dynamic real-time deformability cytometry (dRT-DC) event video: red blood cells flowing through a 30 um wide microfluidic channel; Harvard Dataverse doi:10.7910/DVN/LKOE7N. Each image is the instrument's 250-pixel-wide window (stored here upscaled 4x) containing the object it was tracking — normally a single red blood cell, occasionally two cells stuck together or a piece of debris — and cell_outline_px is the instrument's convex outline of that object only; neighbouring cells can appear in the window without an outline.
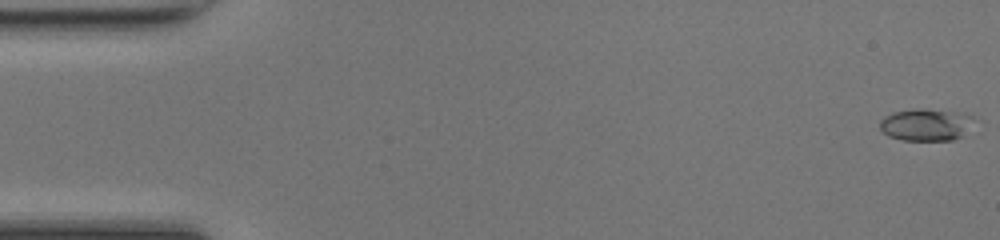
{"species": "common noctule bat (a hibernating species)", "species_latin": "Nyctalus noctula", "temperature_condition": "room temperature", "stored_images_in_passage": 49, "camera_frame_rate_fps": 3000, "um_per_image_px": 0.085, "animal": {"sex": "female", "body_mass_g": 17.0, "forearm_length_mm": 48.0}, "frame": {"image": 1, "passage_image": 1, "time_ms": 0.0, "image_size_px": [1000, 240], "cell_outline_px": [[984, 120], [980, 132], [952, 140], [900, 140], [888, 136], [880, 128], [880, 120], [884, 116], [892, 112], [912, 108], [920, 108], [972, 112]], "centroid_in_image_um": [79.08, 10.58], "position_along_channel_um": 5.9, "area_um2": 19.83}}
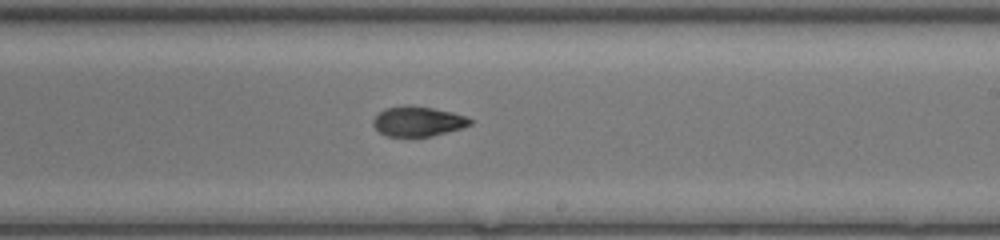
{"frame": {"image": 2, "passage_image": 29, "time_ms": 9.333, "image_size_px": [1000, 240], "cell_outline_px": [[472, 124], [460, 128], [432, 136], [388, 136], [380, 132], [372, 124], [372, 120], [384, 108], [404, 104], [408, 104], [432, 108], [452, 112], [464, 116], [472, 120]], "centroid_in_image_um": [35.49, 10.3], "position_along_channel_um": 253.5, "area_um2": 16.82}}
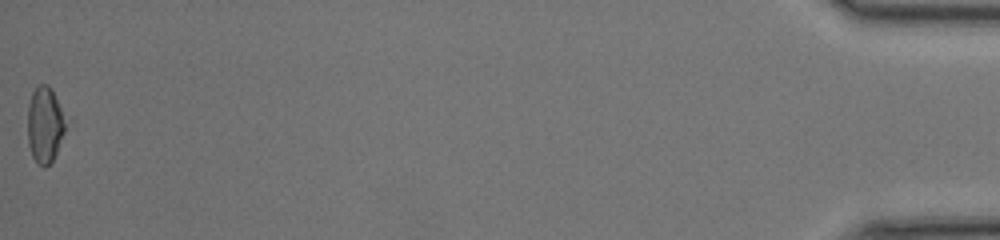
{"frame": {"image": 3, "passage_image": 49, "time_ms": 16.0, "image_size_px": [1000, 240], "cell_outline_px": [[72, 120], [52, 160], [44, 168], [36, 164], [32, 156], [28, 144], [28, 104], [32, 92], [40, 84], [48, 84], [52, 88]], "centroid_in_image_um": [3.9, 10.56], "position_along_channel_um": 431.3, "area_um2": 17.98}, "authors_computed_cell_mechanics": {"area_um2": 17.2244, "velocity_mm_per_s": 4.2933, "shape_relaxation_time_tau1_ms": 8.072, "shape_relaxation_time_tau2_ms": 1.8458, "deformation_change_tau1": 0.2335, "deformation_change_tau2": 0.0674}}